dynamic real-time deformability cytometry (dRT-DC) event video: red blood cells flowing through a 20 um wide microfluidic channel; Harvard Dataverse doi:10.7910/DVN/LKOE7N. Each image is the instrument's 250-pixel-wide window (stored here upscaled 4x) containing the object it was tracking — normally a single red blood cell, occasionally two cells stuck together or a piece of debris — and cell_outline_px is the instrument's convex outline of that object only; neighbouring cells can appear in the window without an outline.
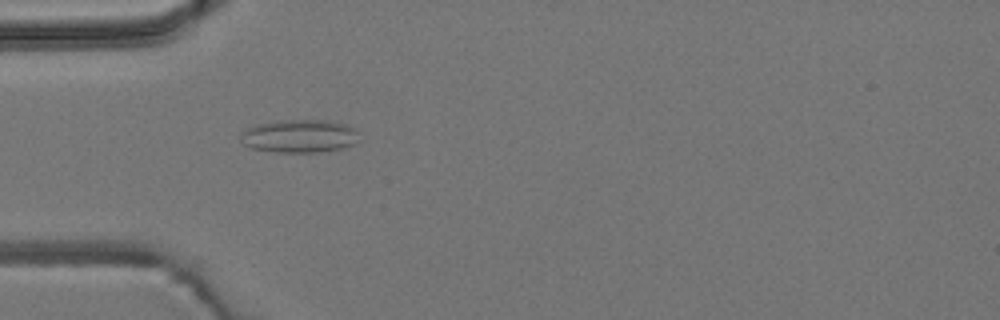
{"species": "common noctule bat (a hibernating species)", "species_latin": "Nyctalus noctula", "temperature_condition": "room temperature", "stored_images_in_passage": 7, "camera_frame_rate_fps": 3000, "um_per_image_px": 0.085, "animal": {"sex": "male", "body_mass_g": 19.2, "forearm_length_mm": 51.8}, "frame": {"image": 1, "passage_image": 1, "time_ms": 0.0, "image_size_px": [1000, 320], "cell_outline_px": [[356, 140], [352, 144], [340, 148], [316, 152], [276, 152], [252, 148], [244, 144], [240, 140], [240, 132], [256, 124], [284, 120], [324, 120], [344, 124], [352, 128], [356, 132]], "centroid_in_image_um": [25.36, 11.56], "position_along_channel_um": 59.6, "area_um2": 22.43}}
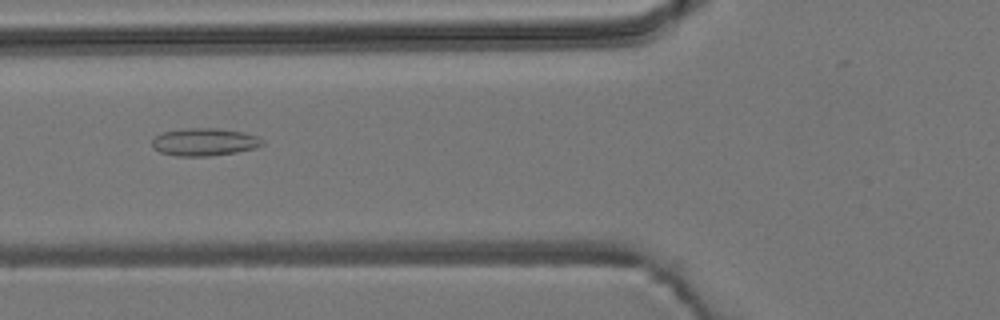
{"frame": {"image": 2, "passage_image": 5, "time_ms": 1.333, "image_size_px": [1000, 320], "cell_outline_px": [[264, 144], [256, 148], [236, 152], [208, 156], [176, 156], [160, 152], [152, 148], [152, 140], [156, 136], [164, 132], [188, 128], [220, 128], [244, 132], [256, 136], [264, 140]], "centroid_in_image_um": [17.39, 12.07], "position_along_channel_um": 108.4, "area_um2": 17.8}}